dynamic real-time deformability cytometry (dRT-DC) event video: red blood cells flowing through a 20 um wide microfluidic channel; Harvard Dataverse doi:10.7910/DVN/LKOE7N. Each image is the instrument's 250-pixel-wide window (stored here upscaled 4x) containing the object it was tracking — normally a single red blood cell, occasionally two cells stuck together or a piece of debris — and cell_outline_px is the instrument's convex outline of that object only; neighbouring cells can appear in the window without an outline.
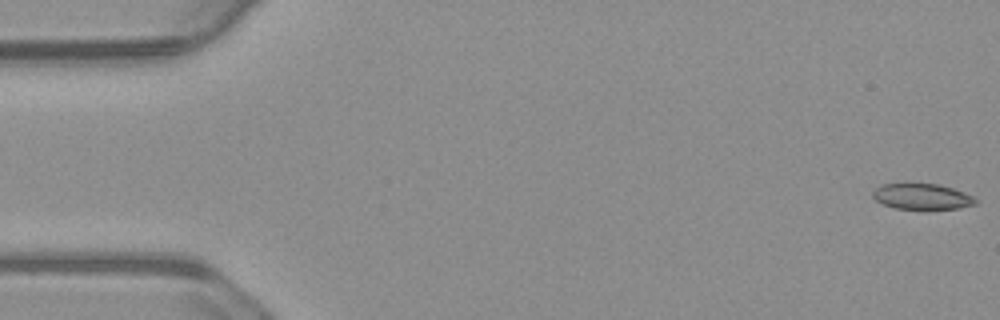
{"species": "common noctule bat (a hibernating species)", "species_latin": "Nyctalus noctula", "temperature_condition": "warm", "stored_images_in_passage": 55, "camera_frame_rate_fps": 3000, "um_per_image_px": 0.085, "animal": {"sex": "male", "body_mass_g": 23.1, "forearm_length_mm": 52.7}, "frame": {"image": 1, "passage_image": 1, "time_ms": 0.0, "image_size_px": [1000, 320], "cell_outline_px": [[976, 204], [956, 208], [928, 212], [920, 212], [896, 208], [880, 204], [872, 196], [872, 192], [880, 184], [908, 180], [940, 184], [964, 192], [972, 196], [976, 200]], "centroid_in_image_um": [78.29, 16.7], "position_along_channel_um": 6.7, "area_um2": 16.99}}
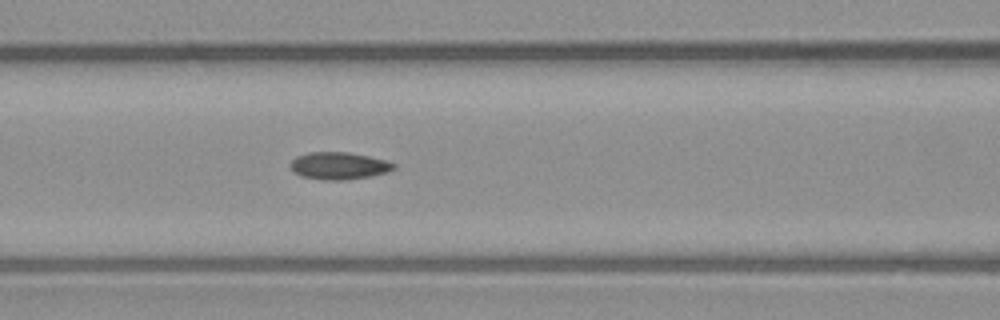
{"frame": {"image": 2, "passage_image": 23, "time_ms": 7.333, "image_size_px": [1000, 320], "cell_outline_px": [[396, 168], [388, 172], [372, 176], [348, 180], [324, 180], [300, 176], [292, 172], [288, 164], [296, 156], [308, 152], [348, 152], [368, 156], [384, 160], [396, 164]], "centroid_in_image_um": [28.77, 14.1], "position_along_channel_um": 137.8, "area_um2": 16.7}}
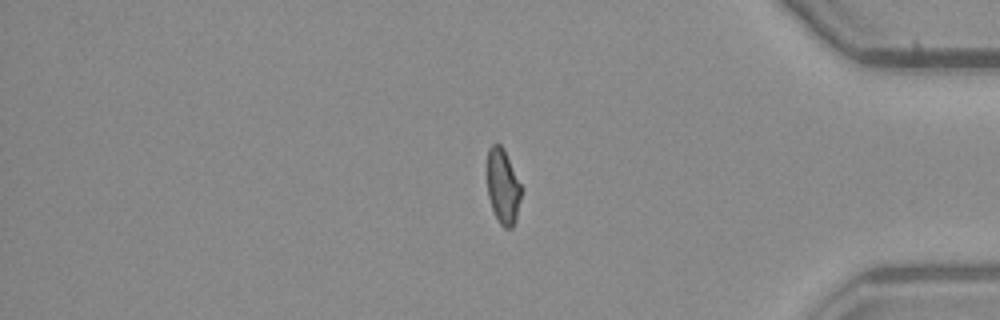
{"frame": {"image": 3, "passage_image": 46, "time_ms": 15.0, "image_size_px": [1000, 320], "cell_outline_px": [[524, 188], [516, 220], [512, 228], [504, 228], [500, 224], [492, 208], [488, 196], [488, 148], [492, 144], [500, 144], [504, 148]], "centroid_in_image_um": [42.8, 15.85], "position_along_channel_um": 392.4, "area_um2": 15.26}, "authors_computed_cell_mechanics": {"area_um2": 16.2418, "velocity_mm_per_s": 3.7177, "shape_relaxation_time_tau1_ms": null, "shape_relaxation_time_tau2_ms": 3.4023, "deformation_change_tau1": null, "deformation_change_tau2": 0.0974}}